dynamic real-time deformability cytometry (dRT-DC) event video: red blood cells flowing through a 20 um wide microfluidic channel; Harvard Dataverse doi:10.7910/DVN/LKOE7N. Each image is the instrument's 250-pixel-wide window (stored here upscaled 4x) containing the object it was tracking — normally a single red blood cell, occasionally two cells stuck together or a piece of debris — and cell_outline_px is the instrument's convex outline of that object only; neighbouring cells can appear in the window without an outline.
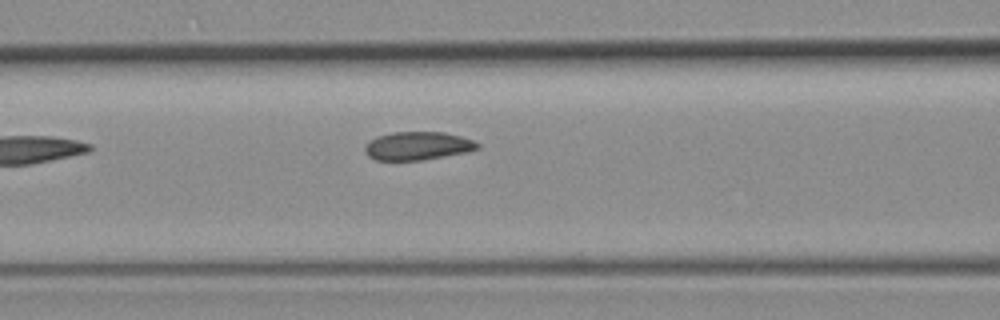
{"species": "common noctule bat (a hibernating species)", "species_latin": "Nyctalus noctula", "temperature_condition": "room temperature", "stored_images_in_passage": 6, "camera_frame_rate_fps": 3000, "um_per_image_px": 0.085, "animal": {"sex": "female", "body_mass_g": 19.3, "forearm_length_mm": 54.1}, "frame": {"image": 1, "passage_image": 6, "time_ms": 6.667, "image_size_px": [1000, 320], "cell_outline_px": [[480, 148], [468, 152], [420, 160], [376, 160], [368, 156], [364, 152], [364, 148], [368, 140], [376, 136], [392, 132], [444, 132], [460, 136], [472, 140], [480, 144]], "centroid_in_image_um": [35.47, 12.39], "position_along_channel_um": 131.1, "area_um2": 18.67}}